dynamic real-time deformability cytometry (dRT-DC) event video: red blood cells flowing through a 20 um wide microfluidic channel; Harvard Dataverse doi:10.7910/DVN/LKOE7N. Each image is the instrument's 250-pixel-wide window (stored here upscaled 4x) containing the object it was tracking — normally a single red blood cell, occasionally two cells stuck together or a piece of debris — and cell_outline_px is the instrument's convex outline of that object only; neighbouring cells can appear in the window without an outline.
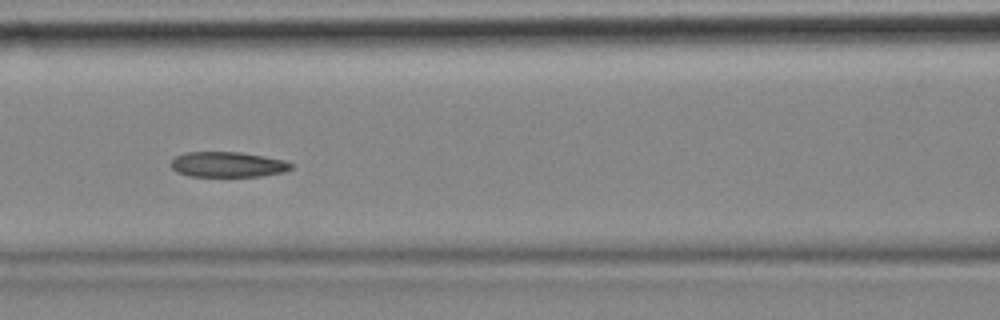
{"species": "common noctule bat (a hibernating species)", "species_latin": "Nyctalus noctula", "temperature_condition": "cold", "stored_images_in_passage": 16, "camera_frame_rate_fps": 3000, "um_per_image_px": 0.085, "animal": {"sex": "female", "body_mass_g": 18.4}, "frame": {"image": 1, "passage_image": 7, "time_ms": 2.0, "image_size_px": [1000, 320], "cell_outline_px": [[292, 168], [284, 172], [260, 176], [188, 176], [176, 172], [168, 164], [176, 156], [184, 152], [240, 152], [264, 156], [284, 160], [292, 164]], "centroid_in_image_um": [19.32, 13.98], "position_along_channel_um": 147.3, "area_um2": 17.8}}
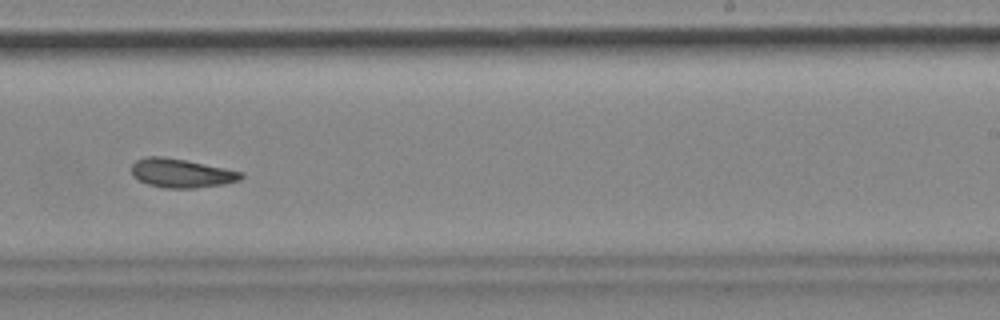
{"frame": {"image": 2, "passage_image": 10, "time_ms": 3.0, "image_size_px": [1000, 320], "cell_outline_px": [[244, 176], [240, 180], [224, 184], [196, 188], [164, 188], [148, 184], [132, 176], [132, 164], [136, 160], [148, 156], [160, 156], [184, 160], [244, 172]], "centroid_in_image_um": [15.42, 14.73], "position_along_channel_um": 273.6, "area_um2": 18.32}}